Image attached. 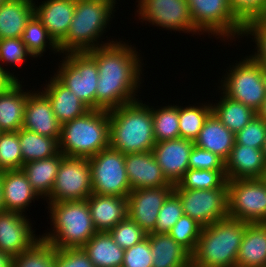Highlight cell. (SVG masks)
Wrapping results in <instances>:
<instances>
[{
    "mask_svg": "<svg viewBox=\"0 0 266 267\" xmlns=\"http://www.w3.org/2000/svg\"><path fill=\"white\" fill-rule=\"evenodd\" d=\"M242 37L251 38V42L256 44L253 53L248 55L266 68V16L249 21L244 26Z\"/></svg>",
    "mask_w": 266,
    "mask_h": 267,
    "instance_id": "b9f144b4",
    "label": "cell"
},
{
    "mask_svg": "<svg viewBox=\"0 0 266 267\" xmlns=\"http://www.w3.org/2000/svg\"><path fill=\"white\" fill-rule=\"evenodd\" d=\"M46 203L51 228L41 237L55 249L82 248L98 232L87 200Z\"/></svg>",
    "mask_w": 266,
    "mask_h": 267,
    "instance_id": "5b68a950",
    "label": "cell"
},
{
    "mask_svg": "<svg viewBox=\"0 0 266 267\" xmlns=\"http://www.w3.org/2000/svg\"><path fill=\"white\" fill-rule=\"evenodd\" d=\"M35 227L28 215L5 211L0 213V251L12 258L30 248L41 235L35 234Z\"/></svg>",
    "mask_w": 266,
    "mask_h": 267,
    "instance_id": "2e32d148",
    "label": "cell"
},
{
    "mask_svg": "<svg viewBox=\"0 0 266 267\" xmlns=\"http://www.w3.org/2000/svg\"><path fill=\"white\" fill-rule=\"evenodd\" d=\"M88 159L94 194L129 195L132 190L126 173L125 154L108 147Z\"/></svg>",
    "mask_w": 266,
    "mask_h": 267,
    "instance_id": "30bf717a",
    "label": "cell"
},
{
    "mask_svg": "<svg viewBox=\"0 0 266 267\" xmlns=\"http://www.w3.org/2000/svg\"><path fill=\"white\" fill-rule=\"evenodd\" d=\"M173 191L174 186L132 190L127 196V217L146 233H151L155 228L159 210Z\"/></svg>",
    "mask_w": 266,
    "mask_h": 267,
    "instance_id": "9a60e30c",
    "label": "cell"
},
{
    "mask_svg": "<svg viewBox=\"0 0 266 267\" xmlns=\"http://www.w3.org/2000/svg\"><path fill=\"white\" fill-rule=\"evenodd\" d=\"M195 31L220 41L242 40L244 25L232 12L229 0H187ZM208 33V34H207ZM210 35V36H209ZM228 40V41H227Z\"/></svg>",
    "mask_w": 266,
    "mask_h": 267,
    "instance_id": "ba28073f",
    "label": "cell"
},
{
    "mask_svg": "<svg viewBox=\"0 0 266 267\" xmlns=\"http://www.w3.org/2000/svg\"><path fill=\"white\" fill-rule=\"evenodd\" d=\"M248 224L227 217L204 226L196 249L191 254V267H236Z\"/></svg>",
    "mask_w": 266,
    "mask_h": 267,
    "instance_id": "277c9868",
    "label": "cell"
},
{
    "mask_svg": "<svg viewBox=\"0 0 266 267\" xmlns=\"http://www.w3.org/2000/svg\"><path fill=\"white\" fill-rule=\"evenodd\" d=\"M27 58L31 60L35 59L20 38L0 39V66L5 69L16 81H20L19 74H14V71L11 72L9 69H6L8 67H4V65H9L10 68L17 67L19 69L21 68L20 66L27 62Z\"/></svg>",
    "mask_w": 266,
    "mask_h": 267,
    "instance_id": "f35d334b",
    "label": "cell"
},
{
    "mask_svg": "<svg viewBox=\"0 0 266 267\" xmlns=\"http://www.w3.org/2000/svg\"><path fill=\"white\" fill-rule=\"evenodd\" d=\"M189 169L225 170V161L217 154L194 145L189 157Z\"/></svg>",
    "mask_w": 266,
    "mask_h": 267,
    "instance_id": "c3c4849f",
    "label": "cell"
},
{
    "mask_svg": "<svg viewBox=\"0 0 266 267\" xmlns=\"http://www.w3.org/2000/svg\"><path fill=\"white\" fill-rule=\"evenodd\" d=\"M220 100L216 103L211 102L212 113L223 123L231 132L236 134L242 130L256 115L250 107L241 102L235 101L222 92L219 93Z\"/></svg>",
    "mask_w": 266,
    "mask_h": 267,
    "instance_id": "1f68e13d",
    "label": "cell"
},
{
    "mask_svg": "<svg viewBox=\"0 0 266 267\" xmlns=\"http://www.w3.org/2000/svg\"><path fill=\"white\" fill-rule=\"evenodd\" d=\"M5 203L3 196V171L0 172V213L5 212Z\"/></svg>",
    "mask_w": 266,
    "mask_h": 267,
    "instance_id": "f5cc1de1",
    "label": "cell"
},
{
    "mask_svg": "<svg viewBox=\"0 0 266 267\" xmlns=\"http://www.w3.org/2000/svg\"><path fill=\"white\" fill-rule=\"evenodd\" d=\"M19 144V131L0 132V172L21 170L23 159Z\"/></svg>",
    "mask_w": 266,
    "mask_h": 267,
    "instance_id": "ab89813d",
    "label": "cell"
},
{
    "mask_svg": "<svg viewBox=\"0 0 266 267\" xmlns=\"http://www.w3.org/2000/svg\"><path fill=\"white\" fill-rule=\"evenodd\" d=\"M184 106V107H183ZM179 105L180 138L195 141L203 127L205 120L212 113L211 102H198L196 104Z\"/></svg>",
    "mask_w": 266,
    "mask_h": 267,
    "instance_id": "836d02e7",
    "label": "cell"
},
{
    "mask_svg": "<svg viewBox=\"0 0 266 267\" xmlns=\"http://www.w3.org/2000/svg\"><path fill=\"white\" fill-rule=\"evenodd\" d=\"M34 15V0H6L0 5V39L20 38Z\"/></svg>",
    "mask_w": 266,
    "mask_h": 267,
    "instance_id": "83f0119b",
    "label": "cell"
},
{
    "mask_svg": "<svg viewBox=\"0 0 266 267\" xmlns=\"http://www.w3.org/2000/svg\"><path fill=\"white\" fill-rule=\"evenodd\" d=\"M193 146V141L184 138L165 140L154 145V157L171 184L176 185L189 169Z\"/></svg>",
    "mask_w": 266,
    "mask_h": 267,
    "instance_id": "e0dca14e",
    "label": "cell"
},
{
    "mask_svg": "<svg viewBox=\"0 0 266 267\" xmlns=\"http://www.w3.org/2000/svg\"><path fill=\"white\" fill-rule=\"evenodd\" d=\"M87 203L97 231L108 232L127 217V197L92 193Z\"/></svg>",
    "mask_w": 266,
    "mask_h": 267,
    "instance_id": "d4e9b609",
    "label": "cell"
},
{
    "mask_svg": "<svg viewBox=\"0 0 266 267\" xmlns=\"http://www.w3.org/2000/svg\"><path fill=\"white\" fill-rule=\"evenodd\" d=\"M183 208L179 196L173 191L159 210L155 228L151 233H168L183 215Z\"/></svg>",
    "mask_w": 266,
    "mask_h": 267,
    "instance_id": "ee69618b",
    "label": "cell"
},
{
    "mask_svg": "<svg viewBox=\"0 0 266 267\" xmlns=\"http://www.w3.org/2000/svg\"><path fill=\"white\" fill-rule=\"evenodd\" d=\"M235 143V134L211 113L205 120L194 145L217 154L224 161Z\"/></svg>",
    "mask_w": 266,
    "mask_h": 267,
    "instance_id": "4316f807",
    "label": "cell"
},
{
    "mask_svg": "<svg viewBox=\"0 0 266 267\" xmlns=\"http://www.w3.org/2000/svg\"><path fill=\"white\" fill-rule=\"evenodd\" d=\"M95 1H102V2L108 3V4L112 5L115 9L118 8L116 6H119V5H116V4H118L117 0H95Z\"/></svg>",
    "mask_w": 266,
    "mask_h": 267,
    "instance_id": "11a10c76",
    "label": "cell"
},
{
    "mask_svg": "<svg viewBox=\"0 0 266 267\" xmlns=\"http://www.w3.org/2000/svg\"><path fill=\"white\" fill-rule=\"evenodd\" d=\"M152 252L148 238L124 250L122 267H152Z\"/></svg>",
    "mask_w": 266,
    "mask_h": 267,
    "instance_id": "7dc6e473",
    "label": "cell"
},
{
    "mask_svg": "<svg viewBox=\"0 0 266 267\" xmlns=\"http://www.w3.org/2000/svg\"><path fill=\"white\" fill-rule=\"evenodd\" d=\"M229 218L266 223V179L227 180Z\"/></svg>",
    "mask_w": 266,
    "mask_h": 267,
    "instance_id": "8fae6325",
    "label": "cell"
},
{
    "mask_svg": "<svg viewBox=\"0 0 266 267\" xmlns=\"http://www.w3.org/2000/svg\"><path fill=\"white\" fill-rule=\"evenodd\" d=\"M227 180L262 179L266 176L263 149H255L236 142L225 160Z\"/></svg>",
    "mask_w": 266,
    "mask_h": 267,
    "instance_id": "ffe728a7",
    "label": "cell"
},
{
    "mask_svg": "<svg viewBox=\"0 0 266 267\" xmlns=\"http://www.w3.org/2000/svg\"><path fill=\"white\" fill-rule=\"evenodd\" d=\"M20 39L36 60L38 57L41 58L48 49H50V52L56 54V56L58 54V57L61 55L58 45L49 36L46 28L35 14L27 22Z\"/></svg>",
    "mask_w": 266,
    "mask_h": 267,
    "instance_id": "e575fe53",
    "label": "cell"
},
{
    "mask_svg": "<svg viewBox=\"0 0 266 267\" xmlns=\"http://www.w3.org/2000/svg\"><path fill=\"white\" fill-rule=\"evenodd\" d=\"M3 196L6 211L24 215L31 203L41 198L22 169L3 171Z\"/></svg>",
    "mask_w": 266,
    "mask_h": 267,
    "instance_id": "603a6c76",
    "label": "cell"
},
{
    "mask_svg": "<svg viewBox=\"0 0 266 267\" xmlns=\"http://www.w3.org/2000/svg\"><path fill=\"white\" fill-rule=\"evenodd\" d=\"M142 101L141 98L108 111L111 148L123 154L152 151L156 141L151 105Z\"/></svg>",
    "mask_w": 266,
    "mask_h": 267,
    "instance_id": "7a4b0ae2",
    "label": "cell"
},
{
    "mask_svg": "<svg viewBox=\"0 0 266 267\" xmlns=\"http://www.w3.org/2000/svg\"><path fill=\"white\" fill-rule=\"evenodd\" d=\"M37 88L28 96L22 128L43 136L55 138L61 136V124L52 110L48 98Z\"/></svg>",
    "mask_w": 266,
    "mask_h": 267,
    "instance_id": "ac0fdd59",
    "label": "cell"
},
{
    "mask_svg": "<svg viewBox=\"0 0 266 267\" xmlns=\"http://www.w3.org/2000/svg\"><path fill=\"white\" fill-rule=\"evenodd\" d=\"M202 228L203 226L196 220L183 214L168 234L192 254L196 249Z\"/></svg>",
    "mask_w": 266,
    "mask_h": 267,
    "instance_id": "60d3db41",
    "label": "cell"
},
{
    "mask_svg": "<svg viewBox=\"0 0 266 267\" xmlns=\"http://www.w3.org/2000/svg\"><path fill=\"white\" fill-rule=\"evenodd\" d=\"M117 10L102 1L75 0L70 28L65 38L58 44L61 55L68 52H87L116 42L118 39L110 40V37L104 40L105 42L102 40L105 39L103 34H106L109 26L111 27L109 24Z\"/></svg>",
    "mask_w": 266,
    "mask_h": 267,
    "instance_id": "3957f363",
    "label": "cell"
},
{
    "mask_svg": "<svg viewBox=\"0 0 266 267\" xmlns=\"http://www.w3.org/2000/svg\"><path fill=\"white\" fill-rule=\"evenodd\" d=\"M183 213L203 227L225 219L228 214V185L216 189H174Z\"/></svg>",
    "mask_w": 266,
    "mask_h": 267,
    "instance_id": "5bb4252c",
    "label": "cell"
},
{
    "mask_svg": "<svg viewBox=\"0 0 266 267\" xmlns=\"http://www.w3.org/2000/svg\"><path fill=\"white\" fill-rule=\"evenodd\" d=\"M235 17L245 26L266 15V0H229Z\"/></svg>",
    "mask_w": 266,
    "mask_h": 267,
    "instance_id": "bcb514c9",
    "label": "cell"
},
{
    "mask_svg": "<svg viewBox=\"0 0 266 267\" xmlns=\"http://www.w3.org/2000/svg\"><path fill=\"white\" fill-rule=\"evenodd\" d=\"M125 167L131 190L175 186L164 176L152 151L125 154Z\"/></svg>",
    "mask_w": 266,
    "mask_h": 267,
    "instance_id": "d6986e66",
    "label": "cell"
},
{
    "mask_svg": "<svg viewBox=\"0 0 266 267\" xmlns=\"http://www.w3.org/2000/svg\"><path fill=\"white\" fill-rule=\"evenodd\" d=\"M64 157L59 151L50 158L23 164L22 171L41 199L44 200L50 195L55 184L58 168Z\"/></svg>",
    "mask_w": 266,
    "mask_h": 267,
    "instance_id": "f546056e",
    "label": "cell"
},
{
    "mask_svg": "<svg viewBox=\"0 0 266 267\" xmlns=\"http://www.w3.org/2000/svg\"><path fill=\"white\" fill-rule=\"evenodd\" d=\"M6 0H0V5H2Z\"/></svg>",
    "mask_w": 266,
    "mask_h": 267,
    "instance_id": "6f0895ef",
    "label": "cell"
},
{
    "mask_svg": "<svg viewBox=\"0 0 266 267\" xmlns=\"http://www.w3.org/2000/svg\"><path fill=\"white\" fill-rule=\"evenodd\" d=\"M151 106L156 143L180 138L179 104Z\"/></svg>",
    "mask_w": 266,
    "mask_h": 267,
    "instance_id": "d590c367",
    "label": "cell"
},
{
    "mask_svg": "<svg viewBox=\"0 0 266 267\" xmlns=\"http://www.w3.org/2000/svg\"><path fill=\"white\" fill-rule=\"evenodd\" d=\"M257 116L266 121V98L264 99L260 109L257 111Z\"/></svg>",
    "mask_w": 266,
    "mask_h": 267,
    "instance_id": "db71d44e",
    "label": "cell"
},
{
    "mask_svg": "<svg viewBox=\"0 0 266 267\" xmlns=\"http://www.w3.org/2000/svg\"><path fill=\"white\" fill-rule=\"evenodd\" d=\"M135 16L145 25L170 32L199 35L194 29L187 0H136ZM147 22V23H146ZM149 22V23H148ZM161 27V28H160Z\"/></svg>",
    "mask_w": 266,
    "mask_h": 267,
    "instance_id": "7c38bea8",
    "label": "cell"
},
{
    "mask_svg": "<svg viewBox=\"0 0 266 267\" xmlns=\"http://www.w3.org/2000/svg\"><path fill=\"white\" fill-rule=\"evenodd\" d=\"M55 248L42 237L20 255L13 257L12 267H54Z\"/></svg>",
    "mask_w": 266,
    "mask_h": 267,
    "instance_id": "74e56055",
    "label": "cell"
},
{
    "mask_svg": "<svg viewBox=\"0 0 266 267\" xmlns=\"http://www.w3.org/2000/svg\"><path fill=\"white\" fill-rule=\"evenodd\" d=\"M54 267H95L83 248L55 249Z\"/></svg>",
    "mask_w": 266,
    "mask_h": 267,
    "instance_id": "681fc988",
    "label": "cell"
},
{
    "mask_svg": "<svg viewBox=\"0 0 266 267\" xmlns=\"http://www.w3.org/2000/svg\"><path fill=\"white\" fill-rule=\"evenodd\" d=\"M13 258L2 251H0V267H12Z\"/></svg>",
    "mask_w": 266,
    "mask_h": 267,
    "instance_id": "816d5d0a",
    "label": "cell"
},
{
    "mask_svg": "<svg viewBox=\"0 0 266 267\" xmlns=\"http://www.w3.org/2000/svg\"><path fill=\"white\" fill-rule=\"evenodd\" d=\"M245 56L224 69L226 72L220 82L218 79L220 86L217 85L216 91L257 112L266 98V68L250 55Z\"/></svg>",
    "mask_w": 266,
    "mask_h": 267,
    "instance_id": "52a82bcc",
    "label": "cell"
},
{
    "mask_svg": "<svg viewBox=\"0 0 266 267\" xmlns=\"http://www.w3.org/2000/svg\"><path fill=\"white\" fill-rule=\"evenodd\" d=\"M228 185L225 170L188 169L174 189H216Z\"/></svg>",
    "mask_w": 266,
    "mask_h": 267,
    "instance_id": "8d00e7d4",
    "label": "cell"
},
{
    "mask_svg": "<svg viewBox=\"0 0 266 267\" xmlns=\"http://www.w3.org/2000/svg\"><path fill=\"white\" fill-rule=\"evenodd\" d=\"M266 140V121L257 115L235 134V142L255 149H263Z\"/></svg>",
    "mask_w": 266,
    "mask_h": 267,
    "instance_id": "f6af8a7d",
    "label": "cell"
},
{
    "mask_svg": "<svg viewBox=\"0 0 266 267\" xmlns=\"http://www.w3.org/2000/svg\"><path fill=\"white\" fill-rule=\"evenodd\" d=\"M34 0V14L58 45L67 35L75 11V0ZM37 3V4H36Z\"/></svg>",
    "mask_w": 266,
    "mask_h": 267,
    "instance_id": "44dd1931",
    "label": "cell"
},
{
    "mask_svg": "<svg viewBox=\"0 0 266 267\" xmlns=\"http://www.w3.org/2000/svg\"><path fill=\"white\" fill-rule=\"evenodd\" d=\"M22 81L0 93V132H17L22 128L28 96L35 90L25 89Z\"/></svg>",
    "mask_w": 266,
    "mask_h": 267,
    "instance_id": "cb8c5ba5",
    "label": "cell"
},
{
    "mask_svg": "<svg viewBox=\"0 0 266 267\" xmlns=\"http://www.w3.org/2000/svg\"><path fill=\"white\" fill-rule=\"evenodd\" d=\"M108 232L114 242L124 250L140 243L147 238L148 234L128 217L117 223L116 226Z\"/></svg>",
    "mask_w": 266,
    "mask_h": 267,
    "instance_id": "7bdbcfd3",
    "label": "cell"
},
{
    "mask_svg": "<svg viewBox=\"0 0 266 267\" xmlns=\"http://www.w3.org/2000/svg\"><path fill=\"white\" fill-rule=\"evenodd\" d=\"M61 57L62 60L53 75L86 106L96 110V88L99 78L96 61L87 52H68Z\"/></svg>",
    "mask_w": 266,
    "mask_h": 267,
    "instance_id": "9c48e42d",
    "label": "cell"
},
{
    "mask_svg": "<svg viewBox=\"0 0 266 267\" xmlns=\"http://www.w3.org/2000/svg\"><path fill=\"white\" fill-rule=\"evenodd\" d=\"M110 147L107 110L90 109L61 125L59 151L67 157L90 158Z\"/></svg>",
    "mask_w": 266,
    "mask_h": 267,
    "instance_id": "8992f818",
    "label": "cell"
},
{
    "mask_svg": "<svg viewBox=\"0 0 266 267\" xmlns=\"http://www.w3.org/2000/svg\"><path fill=\"white\" fill-rule=\"evenodd\" d=\"M236 267H266V223L247 225Z\"/></svg>",
    "mask_w": 266,
    "mask_h": 267,
    "instance_id": "f1b7e54d",
    "label": "cell"
},
{
    "mask_svg": "<svg viewBox=\"0 0 266 267\" xmlns=\"http://www.w3.org/2000/svg\"><path fill=\"white\" fill-rule=\"evenodd\" d=\"M92 193L89 159L65 156L58 168L53 189L44 202L87 200Z\"/></svg>",
    "mask_w": 266,
    "mask_h": 267,
    "instance_id": "4fadbf2b",
    "label": "cell"
},
{
    "mask_svg": "<svg viewBox=\"0 0 266 267\" xmlns=\"http://www.w3.org/2000/svg\"><path fill=\"white\" fill-rule=\"evenodd\" d=\"M152 267H191V253L168 233H148Z\"/></svg>",
    "mask_w": 266,
    "mask_h": 267,
    "instance_id": "484cf974",
    "label": "cell"
},
{
    "mask_svg": "<svg viewBox=\"0 0 266 267\" xmlns=\"http://www.w3.org/2000/svg\"><path fill=\"white\" fill-rule=\"evenodd\" d=\"M263 151H264V154H265V160H266V140H265V144H264V147H263Z\"/></svg>",
    "mask_w": 266,
    "mask_h": 267,
    "instance_id": "9f6ffc18",
    "label": "cell"
},
{
    "mask_svg": "<svg viewBox=\"0 0 266 267\" xmlns=\"http://www.w3.org/2000/svg\"><path fill=\"white\" fill-rule=\"evenodd\" d=\"M46 80L40 91L48 98L58 122L62 125L87 113L90 108L54 75ZM48 82V83H47ZM44 87V88H43ZM42 88V89H41Z\"/></svg>",
    "mask_w": 266,
    "mask_h": 267,
    "instance_id": "7402d4cb",
    "label": "cell"
},
{
    "mask_svg": "<svg viewBox=\"0 0 266 267\" xmlns=\"http://www.w3.org/2000/svg\"><path fill=\"white\" fill-rule=\"evenodd\" d=\"M16 80L0 66V93L7 90Z\"/></svg>",
    "mask_w": 266,
    "mask_h": 267,
    "instance_id": "f907efd6",
    "label": "cell"
},
{
    "mask_svg": "<svg viewBox=\"0 0 266 267\" xmlns=\"http://www.w3.org/2000/svg\"><path fill=\"white\" fill-rule=\"evenodd\" d=\"M95 267H122L124 249L106 231H98L83 247Z\"/></svg>",
    "mask_w": 266,
    "mask_h": 267,
    "instance_id": "4dcf8cb0",
    "label": "cell"
},
{
    "mask_svg": "<svg viewBox=\"0 0 266 267\" xmlns=\"http://www.w3.org/2000/svg\"><path fill=\"white\" fill-rule=\"evenodd\" d=\"M19 144L23 164L50 158L59 152V142L55 138L43 136L24 128L19 130Z\"/></svg>",
    "mask_w": 266,
    "mask_h": 267,
    "instance_id": "d6a6232c",
    "label": "cell"
},
{
    "mask_svg": "<svg viewBox=\"0 0 266 267\" xmlns=\"http://www.w3.org/2000/svg\"><path fill=\"white\" fill-rule=\"evenodd\" d=\"M118 39L112 44L87 51L96 61L99 74L96 110L110 111L137 101L141 96L138 92L144 82V59L138 49L126 39Z\"/></svg>",
    "mask_w": 266,
    "mask_h": 267,
    "instance_id": "6da1fadb",
    "label": "cell"
}]
</instances>
